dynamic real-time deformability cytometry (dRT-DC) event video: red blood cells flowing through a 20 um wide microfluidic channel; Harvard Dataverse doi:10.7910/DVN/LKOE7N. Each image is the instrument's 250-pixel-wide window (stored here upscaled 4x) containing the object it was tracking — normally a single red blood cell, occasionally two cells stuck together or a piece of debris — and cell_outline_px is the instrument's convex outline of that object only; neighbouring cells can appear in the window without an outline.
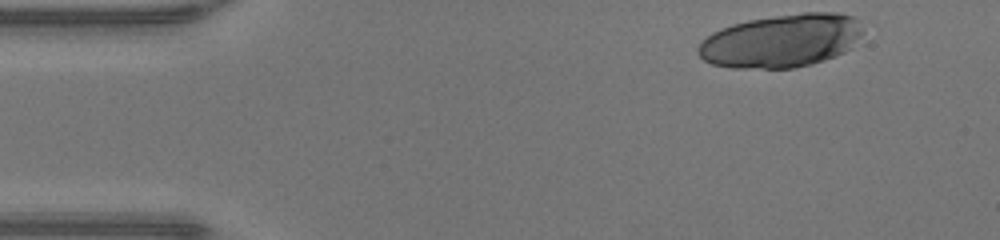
{"species": "human", "species_latin": "Homo sapiens", "temperature_condition": "warm", "stored_images_in_passage": 43, "camera_frame_rate_fps": 3000, "um_per_image_px": 0.085, "donor": {"sex": "male"}, "frame": {"image": 1, "passage_image": 1, "time_ms": 0.0, "image_size_px": [1000, 240], "cell_outline_px": [[864, 32], [852, 48], [836, 56], [812, 64], [796, 68], [732, 68], [712, 64], [704, 60], [696, 52], [696, 48], [712, 32], [720, 28], [732, 24], [748, 20], [804, 12], [836, 12], [852, 16], [856, 20]], "centroid_in_image_um": [66.42, 3.47], "position_along_channel_um": 18.6, "area_um2": 51.27}}
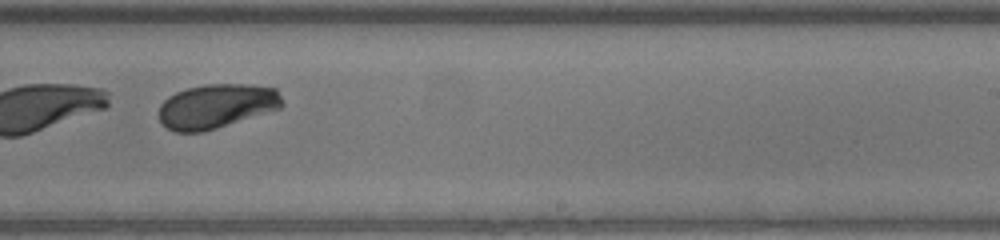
{"frame": {"image": 2, "passage_image": 26, "time_ms": 8.333, "image_size_px": [1000, 240], "cell_outline_px": [[284, 104], [280, 108], [216, 128], [200, 132], [176, 132], [168, 128], [160, 120], [160, 104], [168, 96], [176, 92], [188, 88], [208, 84], [252, 84], [276, 88]], "centroid_in_image_um": [18.41, 9.01], "position_along_channel_um": 270.6, "area_um2": 31.62}}
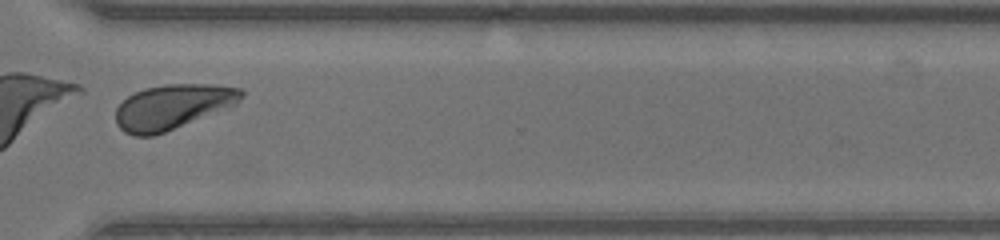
{"frame": {"image": 3, "passage_image": 32, "time_ms": 10.333, "image_size_px": [1000, 240], "cell_outline_px": [[244, 96], [236, 104], [164, 132], [152, 136], [136, 136], [124, 132], [116, 124], [116, 108], [128, 96], [144, 88], [168, 84], [212, 84], [244, 88]], "centroid_in_image_um": [14.67, 9.06], "position_along_channel_um": 355.9, "area_um2": 32.54}, "authors_computed_cell_mechanics": {"area_um2": 33.6974, "velocity_mm_per_s": 4.2569, "shape_relaxation_time_tau1_ms": 0.4505, "shape_relaxation_time_tau2_ms": null, "deformation_change_tau1": 0.2876, "deformation_change_tau2": null}}